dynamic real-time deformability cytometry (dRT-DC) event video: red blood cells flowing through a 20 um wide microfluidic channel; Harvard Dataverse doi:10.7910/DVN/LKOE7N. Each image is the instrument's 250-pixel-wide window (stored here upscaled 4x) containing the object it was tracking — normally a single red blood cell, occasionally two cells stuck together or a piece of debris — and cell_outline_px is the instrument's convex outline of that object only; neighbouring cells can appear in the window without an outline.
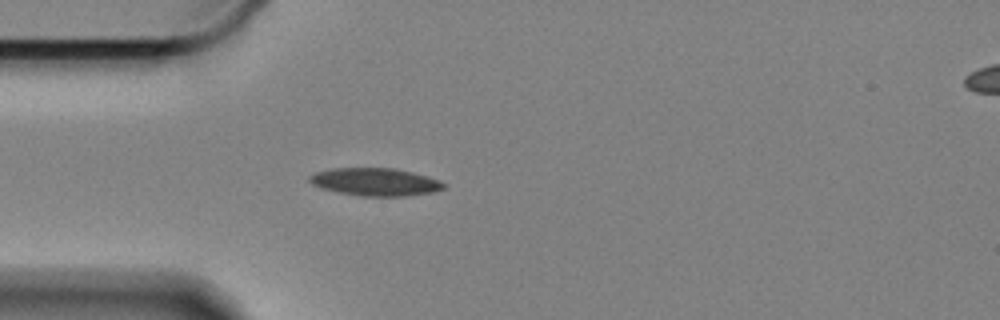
{"species": "Egyptian fruit bat (a non-hibernating species)", "species_latin": "Rousettus aegyptiacus", "temperature_condition": "cold", "stored_images_in_passage": 44, "camera_frame_rate_fps": 3000, "um_per_image_px": 0.085, "animal": {"sex": "female"}, "frame": {"image": 1, "passage_image": 1, "time_ms": 0.0, "image_size_px": [1000, 320], "cell_outline_px": [[448, 184], [444, 188], [432, 192], [404, 196], [360, 196], [320, 188], [312, 184], [308, 180], [308, 176], [316, 172], [332, 168], [396, 168], [412, 172], [440, 180]], "centroid_in_image_um": [31.9, 15.46], "position_along_channel_um": 53.1, "area_um2": 21.73}}
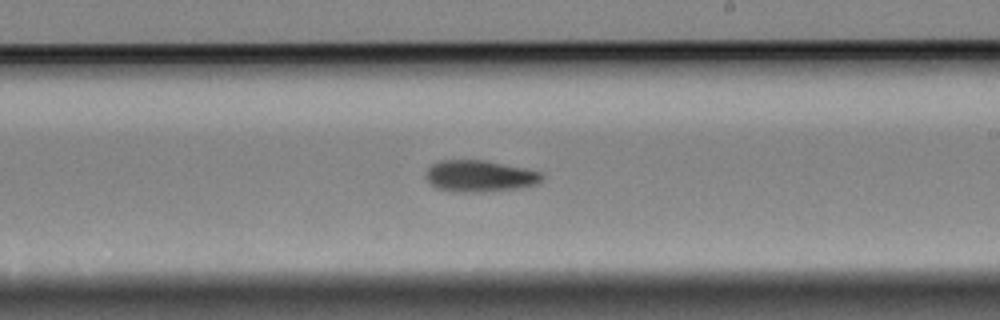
{"frame": {"image": 2, "passage_image": 19, "time_ms": 6.0, "image_size_px": [1000, 320], "cell_outline_px": [[544, 176], [540, 184], [520, 188], [476, 192], [452, 192], [436, 188], [428, 184], [424, 176], [428, 168], [432, 164], [440, 160], [484, 160], [544, 172]], "centroid_in_image_um": [40.77, 14.97], "position_along_channel_um": 248.2, "area_um2": 21.73}}
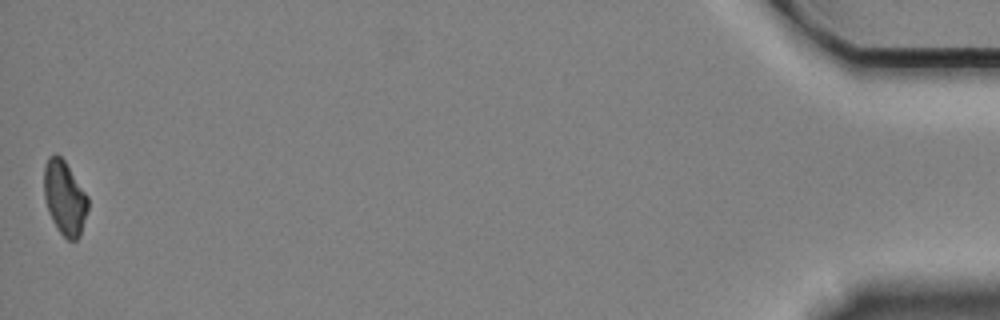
{"frame": {"image": 3, "passage_image": 44, "time_ms": 14.333, "image_size_px": [1000, 320], "cell_outline_px": [[88, 208], [80, 236], [76, 240], [68, 240], [56, 228], [48, 212], [44, 196], [44, 164], [48, 156], [56, 152], [64, 160], [88, 196]], "centroid_in_image_um": [5.48, 16.8], "position_along_channel_um": 429.7, "area_um2": 19.07}, "authors_computed_cell_mechanics": {"area_um2": 20.7791, "velocity_mm_per_s": 3.3331, "shape_relaxation_time_tau1_ms": 4.9471, "shape_relaxation_time_tau2_ms": null, "deformation_change_tau1": 0.1084, "deformation_change_tau2": null}}